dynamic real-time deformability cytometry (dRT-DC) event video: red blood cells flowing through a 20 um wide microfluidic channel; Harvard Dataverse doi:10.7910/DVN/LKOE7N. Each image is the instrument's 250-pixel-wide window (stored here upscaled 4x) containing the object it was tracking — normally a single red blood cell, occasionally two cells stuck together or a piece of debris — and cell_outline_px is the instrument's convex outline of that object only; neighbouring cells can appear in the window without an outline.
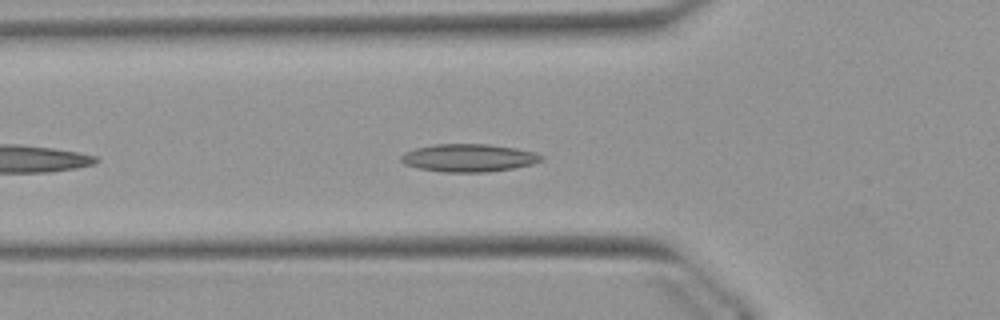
{"species": "Egyptian fruit bat (a non-hibernating species)", "species_latin": "Rousettus aegyptiacus", "temperature_condition": "warm", "stored_images_in_passage": 40, "camera_frame_rate_fps": 3000, "um_per_image_px": 0.085, "animal": {"sex": "female"}, "frame": {"image": 1, "passage_image": 6, "time_ms": 1.667, "image_size_px": [1000, 320], "cell_outline_px": [[544, 160], [532, 164], [512, 168], [488, 172], [440, 172], [416, 168], [404, 164], [400, 160], [400, 156], [404, 152], [416, 148], [432, 144], [488, 144], [516, 148], [536, 152], [544, 156]], "centroid_in_image_um": [39.82, 13.42], "position_along_channel_um": 86.0, "area_um2": 23.0}}
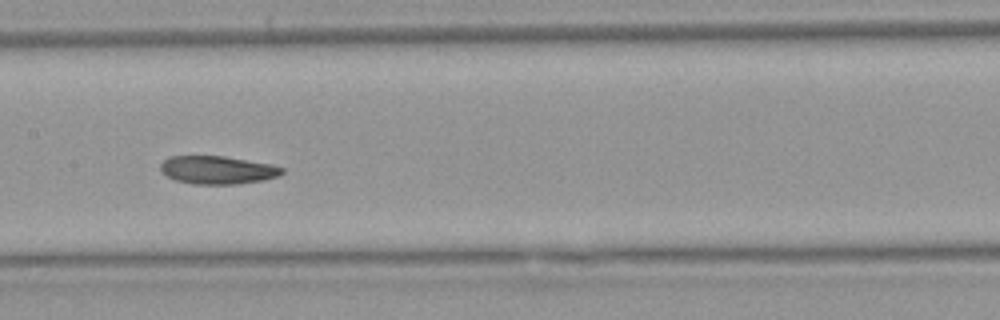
{"frame": {"image": 2, "passage_image": 14, "time_ms": 4.333, "image_size_px": [1000, 320], "cell_outline_px": [[284, 172], [280, 176], [264, 180], [236, 184], [192, 184], [176, 180], [160, 172], [160, 164], [168, 156], [224, 156], [272, 164], [284, 168]], "centroid_in_image_um": [18.5, 14.45], "position_along_channel_um": 188.9, "area_um2": 20.06}}
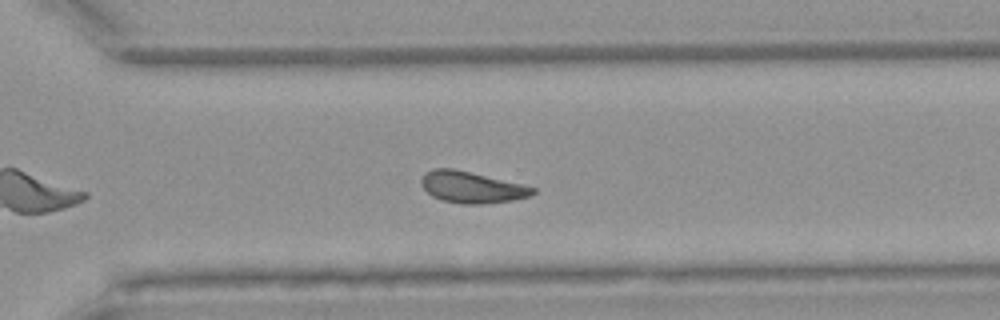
{"frame": {"image": 3, "passage_image": 25, "time_ms": 8.0, "image_size_px": [1000, 320], "cell_outline_px": [[536, 192], [528, 196], [512, 200], [484, 204], [460, 204], [444, 200], [432, 196], [420, 184], [420, 180], [424, 172], [432, 168], [452, 168], [524, 184], [536, 188]], "centroid_in_image_um": [40.08, 15.9], "position_along_channel_um": 330.5, "area_um2": 20.46}, "authors_computed_cell_mechanics": {"area_um2": 20.4034, "velocity_mm_per_s": 3.8647, "shape_relaxation_time_tau1_ms": null, "shape_relaxation_time_tau2_ms": 3.6944, "deformation_change_tau1": null, "deformation_change_tau2": 0.1008}}